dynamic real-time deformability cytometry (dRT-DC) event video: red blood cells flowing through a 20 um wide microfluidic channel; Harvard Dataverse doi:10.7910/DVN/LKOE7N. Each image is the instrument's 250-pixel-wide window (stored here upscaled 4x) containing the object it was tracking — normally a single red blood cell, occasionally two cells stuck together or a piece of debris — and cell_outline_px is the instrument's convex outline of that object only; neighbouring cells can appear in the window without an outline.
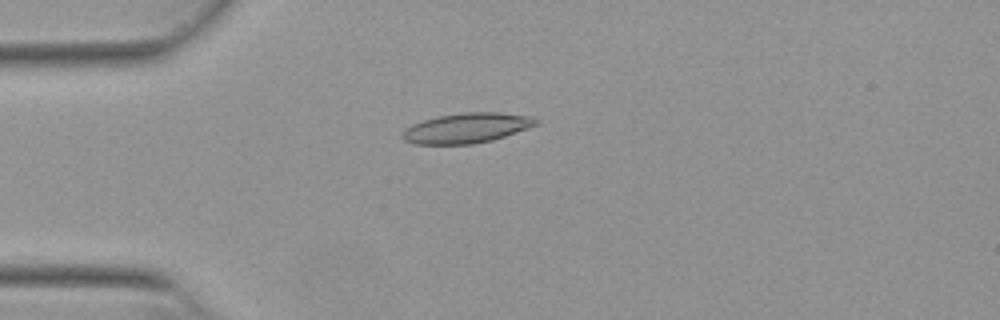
{"species": "Egyptian fruit bat (a non-hibernating species)", "species_latin": "Rousettus aegyptiacus", "temperature_condition": "warm", "stored_images_in_passage": 33, "camera_frame_rate_fps": 3000, "um_per_image_px": 0.085, "animal": {"sex": "female"}, "frame": {"image": 1, "passage_image": 3, "time_ms": 0.667, "image_size_px": [1000, 320], "cell_outline_px": [[540, 120], [536, 124], [504, 136], [492, 140], [472, 144], [416, 144], [404, 140], [400, 136], [404, 128], [412, 124], [424, 120], [440, 116], [464, 112], [500, 112], [532, 116]], "centroid_in_image_um": [39.63, 10.88], "position_along_channel_um": 45.4, "area_um2": 23.24}}
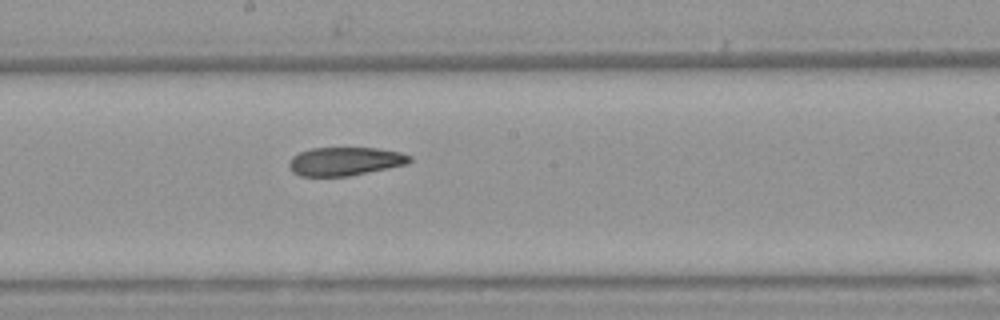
{"frame": {"image": 2, "passage_image": 18, "time_ms": 5.667, "image_size_px": [1000, 320], "cell_outline_px": [[412, 160], [408, 164], [348, 176], [300, 176], [292, 172], [288, 164], [292, 156], [300, 152], [312, 148], [376, 148], [400, 152], [412, 156]], "centroid_in_image_um": [29.33, 13.71], "position_along_channel_um": 218.9, "area_um2": 20.0}}
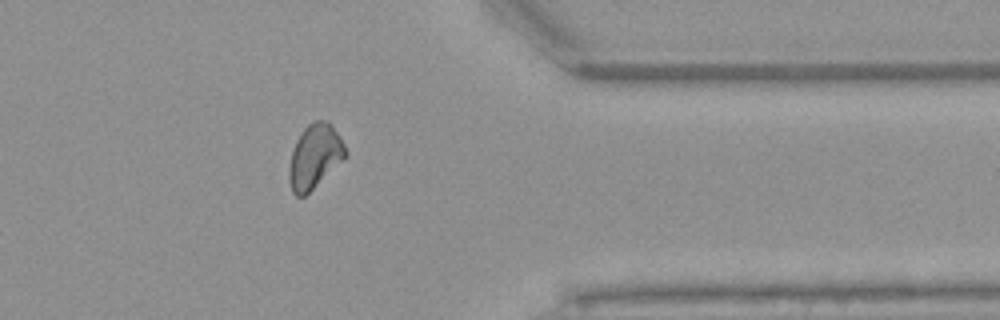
{"frame": {"image": 3, "passage_image": 32, "time_ms": 10.333, "image_size_px": [1000, 320], "cell_outline_px": [[348, 152], [304, 196], [296, 196], [292, 192], [288, 180], [288, 168], [292, 148], [300, 132], [308, 124], [316, 120], [328, 120], [332, 124], [340, 136]], "centroid_in_image_um": [26.7, 13.24], "position_along_channel_um": 384.7, "area_um2": 20.75}}